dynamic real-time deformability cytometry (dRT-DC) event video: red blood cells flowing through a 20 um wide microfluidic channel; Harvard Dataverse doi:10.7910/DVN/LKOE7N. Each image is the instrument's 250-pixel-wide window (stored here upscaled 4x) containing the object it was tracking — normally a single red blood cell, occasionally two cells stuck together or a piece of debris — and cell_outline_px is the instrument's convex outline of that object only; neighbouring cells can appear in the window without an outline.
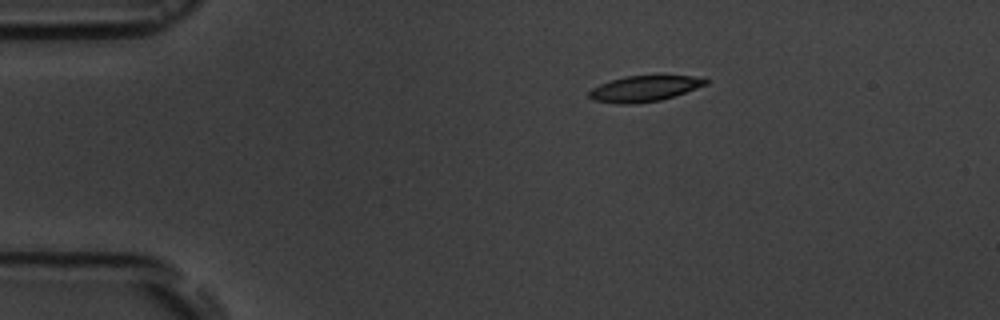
{"species": "common noctule bat (a hibernating species)", "species_latin": "Nyctalus noctula", "temperature_condition": "room temperature", "stored_images_in_passage": 4, "camera_frame_rate_fps": 3000, "um_per_image_px": 0.085, "animal": {"sex": "male", "body_mass_g": 19.5, "forearm_length_mm": 54.6}, "frame": {"image": 1, "passage_image": 1, "time_ms": 0.0, "image_size_px": [1000, 320], "cell_outline_px": [[708, 84], [660, 100], [632, 104], [620, 104], [592, 100], [588, 96], [588, 92], [592, 88], [600, 84], [624, 76], [704, 76], [708, 80]], "centroid_in_image_um": [54.76, 7.53], "position_along_channel_um": 30.2, "area_um2": 17.4}}
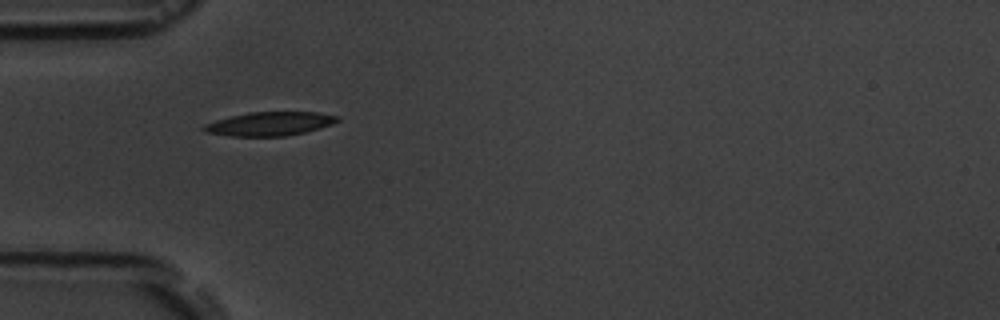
{"frame": {"image": 2, "passage_image": 3, "time_ms": 2.333, "image_size_px": [1000, 320], "cell_outline_px": [[340, 120], [332, 124], [320, 128], [304, 132], [284, 136], [228, 136], [204, 132], [200, 128], [204, 124], [216, 120], [248, 112], [316, 112], [336, 116]], "centroid_in_image_um": [22.87, 10.53], "position_along_channel_um": 62.1, "area_um2": 18.44}}
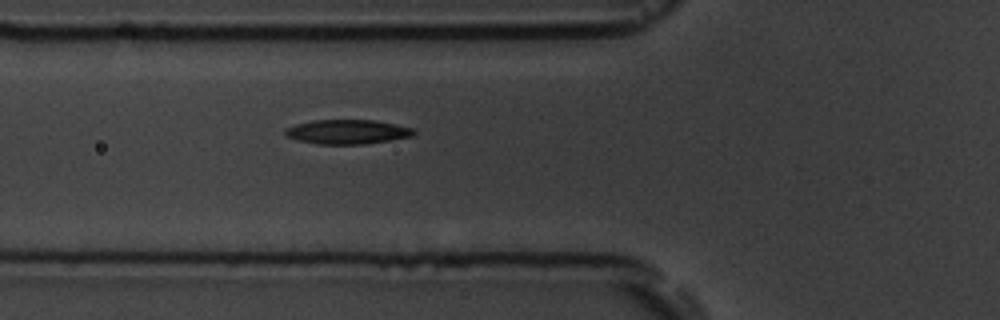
{"frame": {"image": 3, "passage_image": 4, "time_ms": 3.333, "image_size_px": [1000, 320], "cell_outline_px": [[416, 132], [412, 136], [392, 140], [364, 144], [316, 144], [284, 136], [284, 128], [296, 124], [312, 120], [376, 120], [416, 128]], "centroid_in_image_um": [29.54, 11.2], "position_along_channel_um": 96.3, "area_um2": 18.5}}